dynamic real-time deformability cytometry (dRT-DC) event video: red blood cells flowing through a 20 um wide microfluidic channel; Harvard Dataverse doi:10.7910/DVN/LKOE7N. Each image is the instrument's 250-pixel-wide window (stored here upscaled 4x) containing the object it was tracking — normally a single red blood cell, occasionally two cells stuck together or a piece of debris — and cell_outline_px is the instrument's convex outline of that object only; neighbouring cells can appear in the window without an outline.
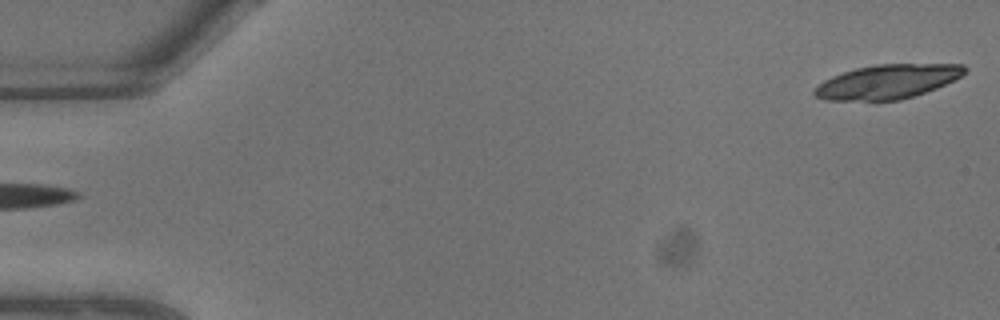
{"species": "common noctule bat (a hibernating species)", "species_latin": "Nyctalus noctula", "temperature_condition": "warm", "stored_images_in_passage": 2, "segment_of_instrument_passage": [2, 2], "camera_frame_rate_fps": 3000, "um_per_image_px": 0.085, "animal": {"sex": "male", "body_mass_g": 13.3}, "frame": {"image": 1, "passage_image": 2, "time_ms": 0.333, "image_size_px": [1000, 320], "cell_outline_px": [[968, 72], [936, 88], [900, 100], [824, 100], [816, 96], [812, 92], [824, 80], [832, 76], [856, 68], [876, 64], [964, 64], [968, 68]], "centroid_in_image_um": [75.45, 6.93], "position_along_channel_um": 9.5, "area_um2": 29.65}}